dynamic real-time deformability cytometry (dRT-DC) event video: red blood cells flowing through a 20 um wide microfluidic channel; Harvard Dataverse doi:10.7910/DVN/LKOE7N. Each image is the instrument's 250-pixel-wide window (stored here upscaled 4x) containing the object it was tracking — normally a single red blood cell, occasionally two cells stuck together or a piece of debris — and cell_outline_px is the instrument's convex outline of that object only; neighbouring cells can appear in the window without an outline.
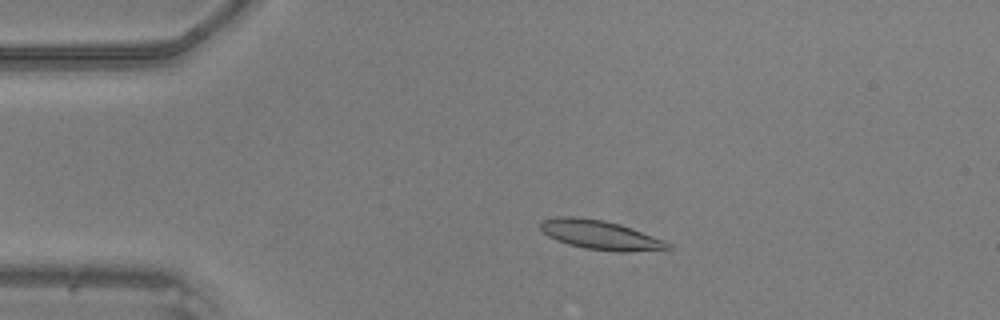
{"species": "common noctule bat (a hibernating species)", "species_latin": "Nyctalus noctula", "temperature_condition": "warm", "stored_images_in_passage": 41, "camera_frame_rate_fps": 3000, "um_per_image_px": 0.085, "animal": {"sex": "male", "body_mass_g": 20.5, "forearm_length_mm": 52.5}, "frame": {"image": 1, "passage_image": 9, "time_ms": 2.667, "image_size_px": [1000, 320], "cell_outline_px": [[672, 248], [624, 252], [620, 252], [584, 248], [568, 244], [556, 240], [548, 236], [540, 228], [540, 220], [556, 216], [572, 216], [604, 220], [620, 224], [632, 228], [664, 240], [672, 244]], "centroid_in_image_um": [50.99, 19.96], "position_along_channel_um": 34.0, "area_um2": 21.68}}
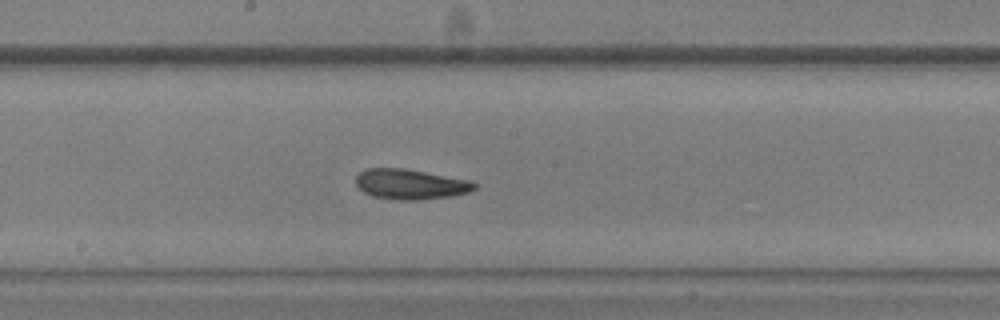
{"frame": {"image": 2, "passage_image": 25, "time_ms": 8.0, "image_size_px": [1000, 320], "cell_outline_px": [[480, 184], [476, 188], [468, 192], [452, 196], [420, 200], [400, 200], [372, 196], [364, 192], [356, 184], [356, 176], [364, 168], [404, 168], [468, 180]], "centroid_in_image_um": [34.89, 15.66], "position_along_channel_um": 213.3, "area_um2": 20.87}}
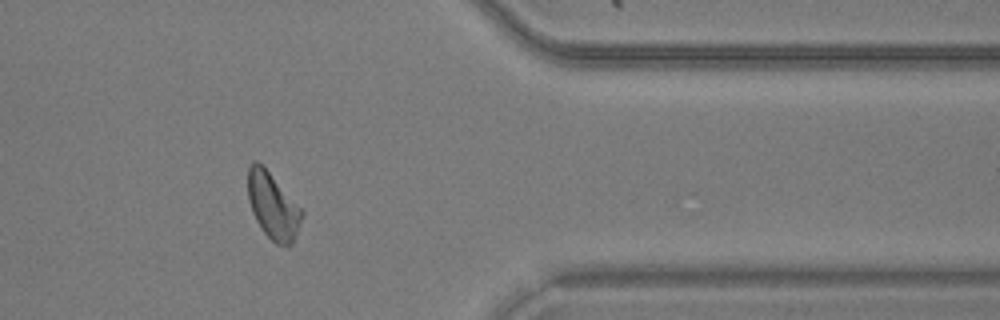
{"frame": {"image": 3, "passage_image": 39, "time_ms": 12.667, "image_size_px": [1000, 320], "cell_outline_px": [[304, 216], [292, 244], [276, 244], [264, 232], [256, 220], [252, 212], [248, 200], [248, 168], [252, 160], [256, 160], [268, 172], [304, 212]], "centroid_in_image_um": [23.18, 17.51], "position_along_channel_um": 388.2, "area_um2": 20.35}}